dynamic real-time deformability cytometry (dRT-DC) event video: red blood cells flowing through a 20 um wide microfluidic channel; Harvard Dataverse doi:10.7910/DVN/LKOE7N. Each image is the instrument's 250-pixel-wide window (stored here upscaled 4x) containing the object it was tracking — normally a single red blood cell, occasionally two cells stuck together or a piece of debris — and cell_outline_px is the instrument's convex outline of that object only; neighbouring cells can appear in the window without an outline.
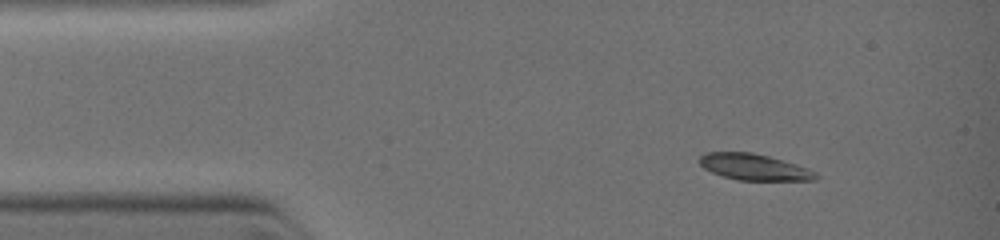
{"species": "common noctule bat (a hibernating species)", "species_latin": "Nyctalus noctula", "temperature_condition": "warm", "stored_images_in_passage": 6, "camera_frame_rate_fps": 3000, "um_per_image_px": 0.085, "animal": {"sex": "female", "body_mass_g": 19.0, "forearm_length_mm": 51.5}, "frame": {"image": 1, "passage_image": 2, "time_ms": 0.667, "image_size_px": [1000, 240], "cell_outline_px": [[820, 176], [816, 180], [740, 180], [724, 176], [712, 172], [704, 168], [700, 164], [700, 156], [708, 152], [752, 152], [768, 156], [816, 172]], "centroid_in_image_um": [64.08, 14.2], "position_along_channel_um": 20.9, "area_um2": 17.34}}
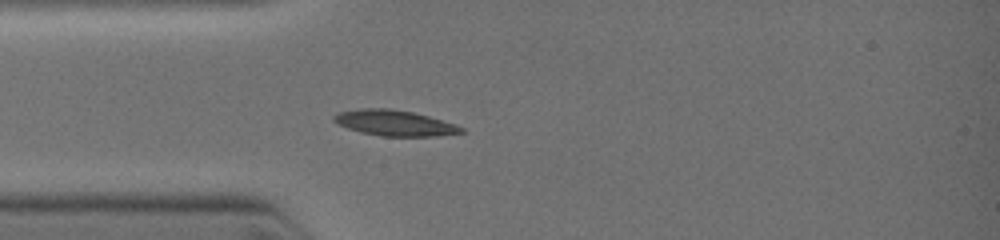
{"frame": {"image": 2, "passage_image": 5, "time_ms": 2.333, "image_size_px": [1000, 240], "cell_outline_px": [[464, 132], [436, 136], [384, 136], [364, 132], [348, 128], [332, 120], [332, 116], [340, 112], [364, 108], [388, 108], [412, 112], [428, 116], [464, 128]], "centroid_in_image_um": [33.52, 10.45], "position_along_channel_um": 51.5, "area_um2": 18.55}}